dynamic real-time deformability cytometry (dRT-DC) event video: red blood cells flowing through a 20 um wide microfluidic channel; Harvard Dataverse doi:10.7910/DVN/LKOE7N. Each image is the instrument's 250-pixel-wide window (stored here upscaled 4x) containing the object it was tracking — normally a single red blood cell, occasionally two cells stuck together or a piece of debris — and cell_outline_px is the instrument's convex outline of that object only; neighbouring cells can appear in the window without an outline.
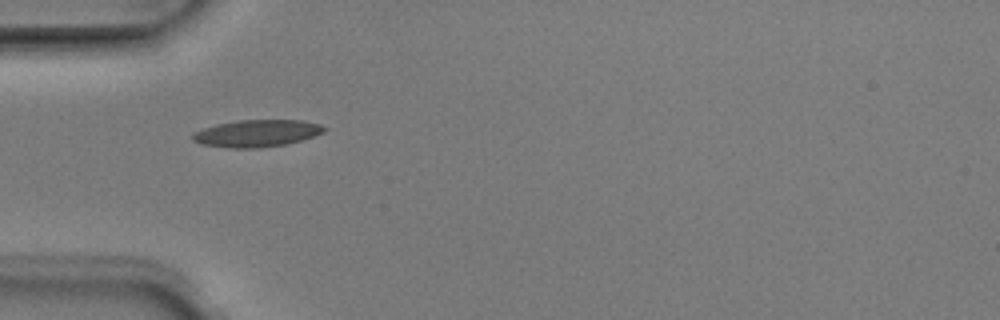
{"species": "Egyptian fruit bat (a non-hibernating species)", "species_latin": "Rousettus aegyptiacus", "temperature_condition": "room temperature", "stored_images_in_passage": 4, "camera_frame_rate_fps": 3000, "um_per_image_px": 0.085, "animal": {"sex": "male"}, "frame": {"image": 1, "passage_image": 1, "time_ms": 0.0, "image_size_px": [1000, 320], "cell_outline_px": [[328, 128], [324, 132], [300, 140], [284, 144], [256, 148], [232, 148], [200, 144], [192, 140], [192, 132], [216, 124], [236, 120], [300, 120], [320, 124]], "centroid_in_image_um": [21.79, 11.32], "position_along_channel_um": 63.2, "area_um2": 20.69}}
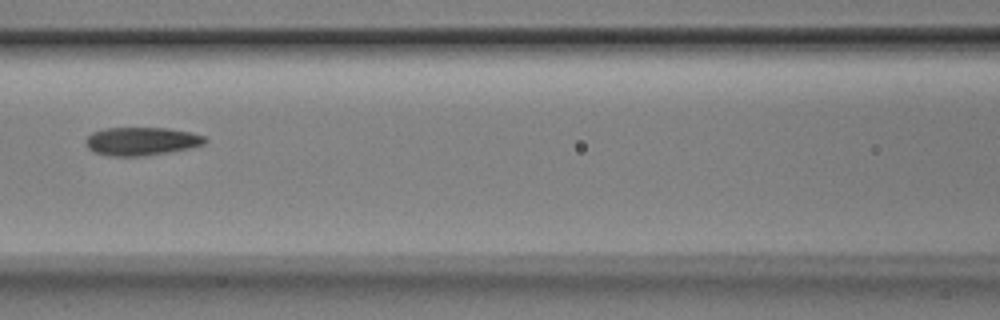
{"frame": {"image": 2, "passage_image": 3, "time_ms": 0.667, "image_size_px": [1000, 320], "cell_outline_px": [[208, 140], [204, 144], [188, 148], [168, 152], [144, 156], [108, 156], [96, 152], [88, 148], [84, 144], [88, 136], [92, 132], [104, 128], [168, 128], [192, 132], [204, 136]], "centroid_in_image_um": [12.02, 12.0], "position_along_channel_um": 154.6, "area_um2": 19.65}}
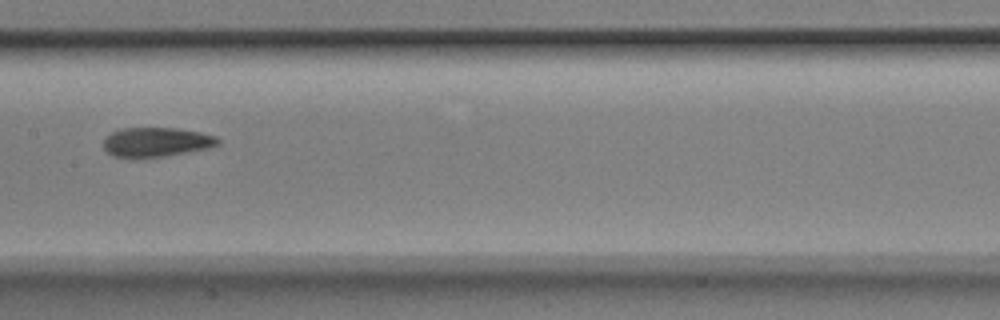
{"frame": {"image": 3, "passage_image": 4, "time_ms": 1.0, "image_size_px": [1000, 320], "cell_outline_px": [[220, 144], [208, 148], [164, 156], [136, 160], [128, 160], [112, 156], [104, 148], [104, 140], [112, 132], [120, 128], [176, 128], [200, 132], [216, 136], [220, 140]], "centroid_in_image_um": [13.25, 12.11], "position_along_channel_um": 194.2, "area_um2": 20.06}}